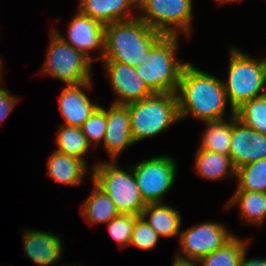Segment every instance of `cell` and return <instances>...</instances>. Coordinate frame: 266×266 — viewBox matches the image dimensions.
<instances>
[{
    "label": "cell",
    "instance_id": "6da1fadb",
    "mask_svg": "<svg viewBox=\"0 0 266 266\" xmlns=\"http://www.w3.org/2000/svg\"><path fill=\"white\" fill-rule=\"evenodd\" d=\"M176 96L180 120L188 116L202 123L225 119L229 103L223 80L199 70L192 63L182 69Z\"/></svg>",
    "mask_w": 266,
    "mask_h": 266
},
{
    "label": "cell",
    "instance_id": "7a4b0ae2",
    "mask_svg": "<svg viewBox=\"0 0 266 266\" xmlns=\"http://www.w3.org/2000/svg\"><path fill=\"white\" fill-rule=\"evenodd\" d=\"M164 36L137 16L105 25L102 60L136 67L145 64L151 48Z\"/></svg>",
    "mask_w": 266,
    "mask_h": 266
},
{
    "label": "cell",
    "instance_id": "3957f363",
    "mask_svg": "<svg viewBox=\"0 0 266 266\" xmlns=\"http://www.w3.org/2000/svg\"><path fill=\"white\" fill-rule=\"evenodd\" d=\"M229 50L228 79L223 85L230 112L235 113L244 102L266 94V57L257 59L236 47Z\"/></svg>",
    "mask_w": 266,
    "mask_h": 266
},
{
    "label": "cell",
    "instance_id": "277c9868",
    "mask_svg": "<svg viewBox=\"0 0 266 266\" xmlns=\"http://www.w3.org/2000/svg\"><path fill=\"white\" fill-rule=\"evenodd\" d=\"M177 35H164L149 51L145 64H138L137 75L152 93L176 94L182 69L187 64L177 59Z\"/></svg>",
    "mask_w": 266,
    "mask_h": 266
},
{
    "label": "cell",
    "instance_id": "5b68a950",
    "mask_svg": "<svg viewBox=\"0 0 266 266\" xmlns=\"http://www.w3.org/2000/svg\"><path fill=\"white\" fill-rule=\"evenodd\" d=\"M126 106L129 109L134 143L154 137L180 121L177 96L174 93H153Z\"/></svg>",
    "mask_w": 266,
    "mask_h": 266
},
{
    "label": "cell",
    "instance_id": "8992f818",
    "mask_svg": "<svg viewBox=\"0 0 266 266\" xmlns=\"http://www.w3.org/2000/svg\"><path fill=\"white\" fill-rule=\"evenodd\" d=\"M121 169L117 161L94 164L92 183L106 193L121 214L141 216L147 205L141 194L132 167Z\"/></svg>",
    "mask_w": 266,
    "mask_h": 266
},
{
    "label": "cell",
    "instance_id": "52a82bcc",
    "mask_svg": "<svg viewBox=\"0 0 266 266\" xmlns=\"http://www.w3.org/2000/svg\"><path fill=\"white\" fill-rule=\"evenodd\" d=\"M91 69L92 62L52 30L46 61L40 72L67 85H77L92 81Z\"/></svg>",
    "mask_w": 266,
    "mask_h": 266
},
{
    "label": "cell",
    "instance_id": "ba28073f",
    "mask_svg": "<svg viewBox=\"0 0 266 266\" xmlns=\"http://www.w3.org/2000/svg\"><path fill=\"white\" fill-rule=\"evenodd\" d=\"M192 5V0H138L143 14L137 17L164 35L191 37Z\"/></svg>",
    "mask_w": 266,
    "mask_h": 266
},
{
    "label": "cell",
    "instance_id": "9c48e42d",
    "mask_svg": "<svg viewBox=\"0 0 266 266\" xmlns=\"http://www.w3.org/2000/svg\"><path fill=\"white\" fill-rule=\"evenodd\" d=\"M131 167L146 204L161 203L177 176V164L171 155L156 156Z\"/></svg>",
    "mask_w": 266,
    "mask_h": 266
},
{
    "label": "cell",
    "instance_id": "30bf717a",
    "mask_svg": "<svg viewBox=\"0 0 266 266\" xmlns=\"http://www.w3.org/2000/svg\"><path fill=\"white\" fill-rule=\"evenodd\" d=\"M234 235L219 222H202L180 232L178 241L181 252L178 251L175 255L185 259L200 260L220 249Z\"/></svg>",
    "mask_w": 266,
    "mask_h": 266
},
{
    "label": "cell",
    "instance_id": "8fae6325",
    "mask_svg": "<svg viewBox=\"0 0 266 266\" xmlns=\"http://www.w3.org/2000/svg\"><path fill=\"white\" fill-rule=\"evenodd\" d=\"M68 37H63L59 31H53L74 49L80 51L92 63L93 60H101L104 56V28L105 25L77 10L76 15L68 24ZM99 49L101 55L93 59L90 51Z\"/></svg>",
    "mask_w": 266,
    "mask_h": 266
},
{
    "label": "cell",
    "instance_id": "7c38bea8",
    "mask_svg": "<svg viewBox=\"0 0 266 266\" xmlns=\"http://www.w3.org/2000/svg\"><path fill=\"white\" fill-rule=\"evenodd\" d=\"M102 61L104 62L111 88L117 96L113 104L127 105L153 94L137 75L135 67L116 61Z\"/></svg>",
    "mask_w": 266,
    "mask_h": 266
},
{
    "label": "cell",
    "instance_id": "4fadbf2b",
    "mask_svg": "<svg viewBox=\"0 0 266 266\" xmlns=\"http://www.w3.org/2000/svg\"><path fill=\"white\" fill-rule=\"evenodd\" d=\"M229 156L236 169L266 158V135L246 126L234 114Z\"/></svg>",
    "mask_w": 266,
    "mask_h": 266
},
{
    "label": "cell",
    "instance_id": "5bb4252c",
    "mask_svg": "<svg viewBox=\"0 0 266 266\" xmlns=\"http://www.w3.org/2000/svg\"><path fill=\"white\" fill-rule=\"evenodd\" d=\"M107 126L103 138L106 152L117 161L119 154L133 144L129 109L126 105L111 104L106 109Z\"/></svg>",
    "mask_w": 266,
    "mask_h": 266
},
{
    "label": "cell",
    "instance_id": "9a60e30c",
    "mask_svg": "<svg viewBox=\"0 0 266 266\" xmlns=\"http://www.w3.org/2000/svg\"><path fill=\"white\" fill-rule=\"evenodd\" d=\"M92 84V81H86L77 85H67L62 90L59 97V108L65 125L81 127L99 106L98 103H93L83 91L90 90Z\"/></svg>",
    "mask_w": 266,
    "mask_h": 266
},
{
    "label": "cell",
    "instance_id": "2e32d148",
    "mask_svg": "<svg viewBox=\"0 0 266 266\" xmlns=\"http://www.w3.org/2000/svg\"><path fill=\"white\" fill-rule=\"evenodd\" d=\"M23 246L26 255L39 266H52L62 258L60 235L38 230H24ZM55 234V235H54Z\"/></svg>",
    "mask_w": 266,
    "mask_h": 266
},
{
    "label": "cell",
    "instance_id": "e0dca14e",
    "mask_svg": "<svg viewBox=\"0 0 266 266\" xmlns=\"http://www.w3.org/2000/svg\"><path fill=\"white\" fill-rule=\"evenodd\" d=\"M133 8H138V0H79L78 10L107 25L134 18L130 11Z\"/></svg>",
    "mask_w": 266,
    "mask_h": 266
},
{
    "label": "cell",
    "instance_id": "ac0fdd59",
    "mask_svg": "<svg viewBox=\"0 0 266 266\" xmlns=\"http://www.w3.org/2000/svg\"><path fill=\"white\" fill-rule=\"evenodd\" d=\"M88 164L82 159L54 151L47 162V174L59 183L76 186L87 173Z\"/></svg>",
    "mask_w": 266,
    "mask_h": 266
},
{
    "label": "cell",
    "instance_id": "d6986e66",
    "mask_svg": "<svg viewBox=\"0 0 266 266\" xmlns=\"http://www.w3.org/2000/svg\"><path fill=\"white\" fill-rule=\"evenodd\" d=\"M141 216L159 237L180 236L182 216L175 208L164 203H149L143 209Z\"/></svg>",
    "mask_w": 266,
    "mask_h": 266
},
{
    "label": "cell",
    "instance_id": "ffe728a7",
    "mask_svg": "<svg viewBox=\"0 0 266 266\" xmlns=\"http://www.w3.org/2000/svg\"><path fill=\"white\" fill-rule=\"evenodd\" d=\"M195 170L204 179L221 180L226 175L235 178L236 168L229 155L198 148L195 153Z\"/></svg>",
    "mask_w": 266,
    "mask_h": 266
},
{
    "label": "cell",
    "instance_id": "44dd1931",
    "mask_svg": "<svg viewBox=\"0 0 266 266\" xmlns=\"http://www.w3.org/2000/svg\"><path fill=\"white\" fill-rule=\"evenodd\" d=\"M234 205L239 208L242 224L247 222L259 227L264 224L266 220V193L235 191L225 206L226 209H229Z\"/></svg>",
    "mask_w": 266,
    "mask_h": 266
},
{
    "label": "cell",
    "instance_id": "7402d4cb",
    "mask_svg": "<svg viewBox=\"0 0 266 266\" xmlns=\"http://www.w3.org/2000/svg\"><path fill=\"white\" fill-rule=\"evenodd\" d=\"M81 214L90 224H106L120 213L109 196L94 184L91 194L82 204Z\"/></svg>",
    "mask_w": 266,
    "mask_h": 266
},
{
    "label": "cell",
    "instance_id": "603a6c76",
    "mask_svg": "<svg viewBox=\"0 0 266 266\" xmlns=\"http://www.w3.org/2000/svg\"><path fill=\"white\" fill-rule=\"evenodd\" d=\"M229 121L223 119L219 121L205 122L206 130L202 134V142L199 148L224 155L230 153V143L232 137L233 115Z\"/></svg>",
    "mask_w": 266,
    "mask_h": 266
},
{
    "label": "cell",
    "instance_id": "cb8c5ba5",
    "mask_svg": "<svg viewBox=\"0 0 266 266\" xmlns=\"http://www.w3.org/2000/svg\"><path fill=\"white\" fill-rule=\"evenodd\" d=\"M56 144V151L80 158L86 163L85 155L91 145L82 133L81 127L62 124L56 136Z\"/></svg>",
    "mask_w": 266,
    "mask_h": 266
},
{
    "label": "cell",
    "instance_id": "d4e9b609",
    "mask_svg": "<svg viewBox=\"0 0 266 266\" xmlns=\"http://www.w3.org/2000/svg\"><path fill=\"white\" fill-rule=\"evenodd\" d=\"M248 240L234 235L220 249L199 260L201 266H239L242 254L247 249Z\"/></svg>",
    "mask_w": 266,
    "mask_h": 266
},
{
    "label": "cell",
    "instance_id": "484cf974",
    "mask_svg": "<svg viewBox=\"0 0 266 266\" xmlns=\"http://www.w3.org/2000/svg\"><path fill=\"white\" fill-rule=\"evenodd\" d=\"M236 178L239 183L236 191L266 193V158L236 169Z\"/></svg>",
    "mask_w": 266,
    "mask_h": 266
},
{
    "label": "cell",
    "instance_id": "4316f807",
    "mask_svg": "<svg viewBox=\"0 0 266 266\" xmlns=\"http://www.w3.org/2000/svg\"><path fill=\"white\" fill-rule=\"evenodd\" d=\"M235 115L246 126L266 135V94L244 102Z\"/></svg>",
    "mask_w": 266,
    "mask_h": 266
},
{
    "label": "cell",
    "instance_id": "83f0119b",
    "mask_svg": "<svg viewBox=\"0 0 266 266\" xmlns=\"http://www.w3.org/2000/svg\"><path fill=\"white\" fill-rule=\"evenodd\" d=\"M107 126L106 109L98 106L91 116L82 124L81 130L90 145L103 143Z\"/></svg>",
    "mask_w": 266,
    "mask_h": 266
},
{
    "label": "cell",
    "instance_id": "f1b7e54d",
    "mask_svg": "<svg viewBox=\"0 0 266 266\" xmlns=\"http://www.w3.org/2000/svg\"><path fill=\"white\" fill-rule=\"evenodd\" d=\"M138 217L133 214L120 213L107 223L109 233L121 248L130 246L133 227Z\"/></svg>",
    "mask_w": 266,
    "mask_h": 266
},
{
    "label": "cell",
    "instance_id": "f546056e",
    "mask_svg": "<svg viewBox=\"0 0 266 266\" xmlns=\"http://www.w3.org/2000/svg\"><path fill=\"white\" fill-rule=\"evenodd\" d=\"M158 242V234L142 216H139L133 227L130 246L132 245L142 250H150L155 248Z\"/></svg>",
    "mask_w": 266,
    "mask_h": 266
},
{
    "label": "cell",
    "instance_id": "4dcf8cb0",
    "mask_svg": "<svg viewBox=\"0 0 266 266\" xmlns=\"http://www.w3.org/2000/svg\"><path fill=\"white\" fill-rule=\"evenodd\" d=\"M16 103H18V98L11 95L9 90L3 88L0 84V123L5 121Z\"/></svg>",
    "mask_w": 266,
    "mask_h": 266
},
{
    "label": "cell",
    "instance_id": "1f68e13d",
    "mask_svg": "<svg viewBox=\"0 0 266 266\" xmlns=\"http://www.w3.org/2000/svg\"><path fill=\"white\" fill-rule=\"evenodd\" d=\"M247 249H245L244 253L242 254L239 266H266V258H246Z\"/></svg>",
    "mask_w": 266,
    "mask_h": 266
},
{
    "label": "cell",
    "instance_id": "d6a6232c",
    "mask_svg": "<svg viewBox=\"0 0 266 266\" xmlns=\"http://www.w3.org/2000/svg\"><path fill=\"white\" fill-rule=\"evenodd\" d=\"M171 266H201L199 260L185 259L175 255Z\"/></svg>",
    "mask_w": 266,
    "mask_h": 266
},
{
    "label": "cell",
    "instance_id": "836d02e7",
    "mask_svg": "<svg viewBox=\"0 0 266 266\" xmlns=\"http://www.w3.org/2000/svg\"><path fill=\"white\" fill-rule=\"evenodd\" d=\"M215 1L219 3H227V2H238L240 0H215Z\"/></svg>",
    "mask_w": 266,
    "mask_h": 266
},
{
    "label": "cell",
    "instance_id": "e575fe53",
    "mask_svg": "<svg viewBox=\"0 0 266 266\" xmlns=\"http://www.w3.org/2000/svg\"><path fill=\"white\" fill-rule=\"evenodd\" d=\"M3 81V77H2V61L0 59V83Z\"/></svg>",
    "mask_w": 266,
    "mask_h": 266
}]
</instances>
